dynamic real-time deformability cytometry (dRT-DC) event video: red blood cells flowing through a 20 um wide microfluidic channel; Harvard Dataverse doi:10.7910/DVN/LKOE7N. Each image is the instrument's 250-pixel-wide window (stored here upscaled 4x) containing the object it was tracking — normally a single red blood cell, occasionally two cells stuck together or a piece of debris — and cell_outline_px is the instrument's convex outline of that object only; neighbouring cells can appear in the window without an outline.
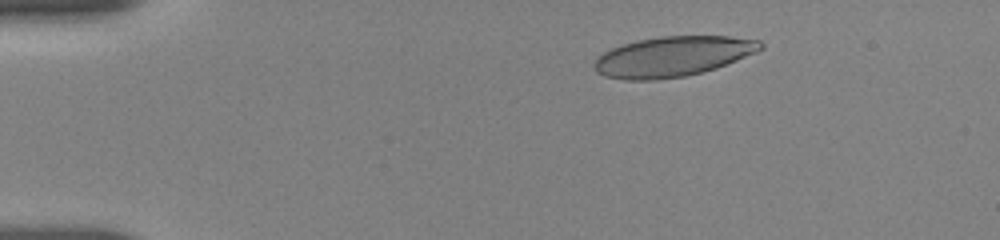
{"species": "human", "species_latin": "Homo sapiens", "temperature_condition": "room temperature", "stored_images_in_passage": 54, "camera_frame_rate_fps": 3000, "um_per_image_px": 0.085, "donor": {"sex": "female"}, "frame": {"image": 1, "passage_image": 8, "time_ms": 2.333, "image_size_px": [1000, 240], "cell_outline_px": [[764, 48], [756, 52], [716, 68], [684, 76], [656, 80], [624, 80], [604, 76], [596, 72], [592, 64], [596, 56], [612, 48], [636, 40], [660, 36], [728, 36], [760, 40], [764, 44]], "centroid_in_image_um": [57.14, 4.8], "position_along_channel_um": 27.9, "area_um2": 39.02}}
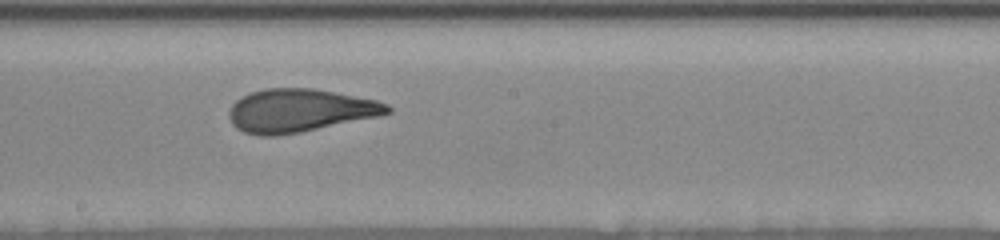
{"frame": {"image": 2, "passage_image": 30, "time_ms": 9.667, "image_size_px": [1000, 240], "cell_outline_px": [[392, 112], [376, 116], [300, 132], [276, 136], [260, 136], [244, 132], [236, 128], [232, 124], [228, 116], [228, 112], [232, 104], [236, 100], [252, 92], [264, 88], [312, 88], [376, 100], [388, 104], [392, 108]], "centroid_in_image_um": [25.42, 9.4], "position_along_channel_um": 222.8, "area_um2": 39.48}}
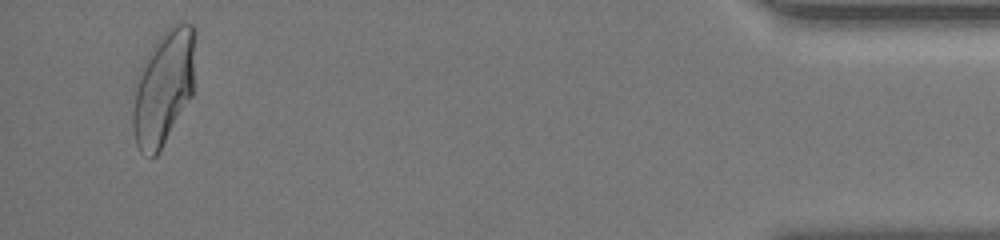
{"frame": {"image": 3, "passage_image": 52, "time_ms": 17.0, "image_size_px": [1000, 240], "cell_outline_px": [[196, 32], [192, 96], [156, 156], [152, 156], [140, 152], [136, 144], [132, 128], [132, 112], [140, 68], [148, 52], [156, 40], [172, 24], [180, 20], [192, 24], [196, 28]], "centroid_in_image_um": [13.93, 7.38], "position_along_channel_um": 421.3, "area_um2": 41.73}, "authors_computed_cell_mechanics": {"area_um2": 39.4774, "velocity_mm_per_s": 3.6464, "shape_relaxation_time_tau1_ms": 7.698, "shape_relaxation_time_tau2_ms": 1.2105, "deformation_change_tau1": 0.254, "deformation_change_tau2": 0.0965}}